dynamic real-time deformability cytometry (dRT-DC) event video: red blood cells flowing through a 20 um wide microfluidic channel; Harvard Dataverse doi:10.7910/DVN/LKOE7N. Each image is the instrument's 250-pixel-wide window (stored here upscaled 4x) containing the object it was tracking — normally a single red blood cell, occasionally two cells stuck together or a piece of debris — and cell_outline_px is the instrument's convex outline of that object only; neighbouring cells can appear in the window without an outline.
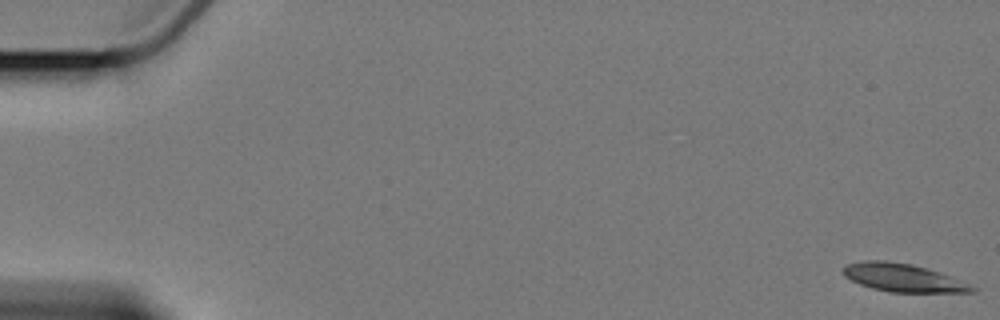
{"species": "Egyptian fruit bat (a non-hibernating species)", "species_latin": "Rousettus aegyptiacus", "temperature_condition": "cold", "stored_images_in_passage": 8, "camera_frame_rate_fps": 3000, "um_per_image_px": 0.085, "animal": {"sex": "female"}, "frame": {"image": 1, "passage_image": 1, "time_ms": 0.0, "image_size_px": [1000, 320], "cell_outline_px": [[976, 292], [888, 292], [872, 288], [860, 284], [844, 276], [840, 272], [844, 264], [864, 260], [884, 260], [912, 264], [940, 272], [968, 284], [976, 288]], "centroid_in_image_um": [76.67, 23.59], "position_along_channel_um": 8.3, "area_um2": 21.1}}
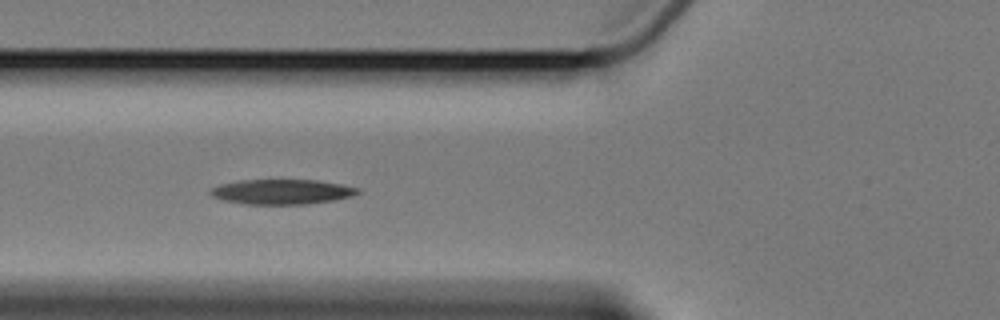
{"frame": {"image": 2, "passage_image": 7, "time_ms": 7.333, "image_size_px": [1000, 320], "cell_outline_px": [[360, 192], [352, 196], [332, 200], [308, 204], [244, 204], [224, 200], [212, 196], [208, 192], [212, 188], [220, 184], [240, 180], [316, 180], [340, 184], [356, 188]], "centroid_in_image_um": [23.91, 16.3], "position_along_channel_um": 101.9, "area_um2": 21.21}}
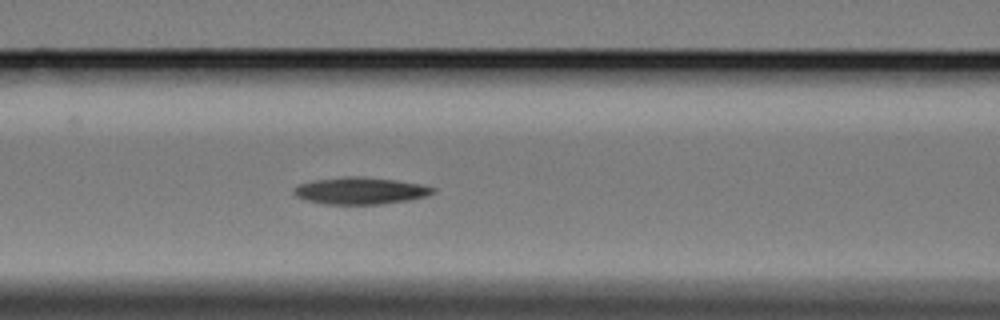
{"frame": {"image": 3, "passage_image": 8, "time_ms": 8.333, "image_size_px": [1000, 320], "cell_outline_px": [[436, 192], [428, 196], [408, 200], [380, 204], [324, 204], [308, 200], [296, 196], [292, 192], [292, 188], [300, 184], [312, 180], [344, 176], [356, 176], [396, 180], [420, 184], [436, 188]], "centroid_in_image_um": [30.63, 16.21], "position_along_channel_um": 136.0, "area_um2": 21.91}}